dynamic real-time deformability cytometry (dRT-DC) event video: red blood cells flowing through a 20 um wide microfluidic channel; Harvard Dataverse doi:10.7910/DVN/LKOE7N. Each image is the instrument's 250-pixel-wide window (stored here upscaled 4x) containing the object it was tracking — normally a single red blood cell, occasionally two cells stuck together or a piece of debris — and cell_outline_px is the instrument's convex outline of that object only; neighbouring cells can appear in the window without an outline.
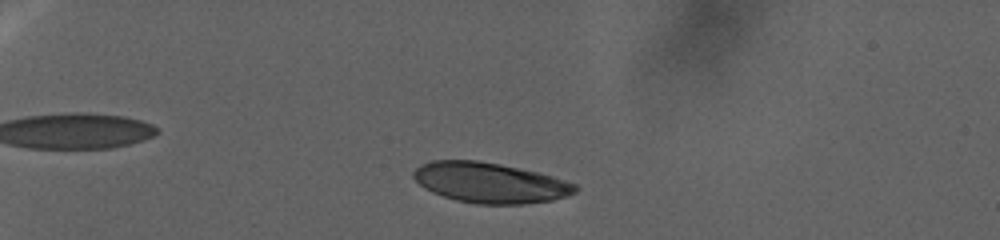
{"species": "human", "species_latin": "Homo sapiens", "temperature_condition": "warm", "stored_images_in_passage": 78, "camera_frame_rate_fps": 3000, "um_per_image_px": 0.085, "donor": {"sex": "female"}, "frame": {"image": 1, "passage_image": 16, "time_ms": 10.333, "image_size_px": [1000, 240], "cell_outline_px": [[580, 188], [576, 192], [568, 196], [552, 200], [524, 204], [476, 204], [456, 200], [432, 192], [424, 188], [412, 176], [412, 172], [420, 164], [432, 160], [476, 160], [500, 164], [536, 172], [552, 176], [576, 184]], "centroid_in_image_um": [41.64, 15.53], "position_along_channel_um": 43.4, "area_um2": 38.03}}
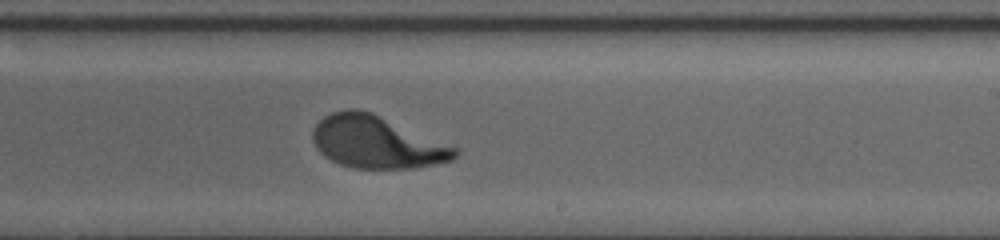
{"frame": {"image": 2, "passage_image": 47, "time_ms": 29.667, "image_size_px": [1000, 240], "cell_outline_px": [[460, 152], [452, 160], [412, 168], [352, 168], [340, 164], [324, 156], [316, 148], [312, 140], [312, 132], [316, 124], [324, 116], [332, 112], [344, 108], [356, 108], [372, 112], [460, 148]], "centroid_in_image_um": [32.02, 12.06], "position_along_channel_um": 257.0, "area_um2": 43.58}}
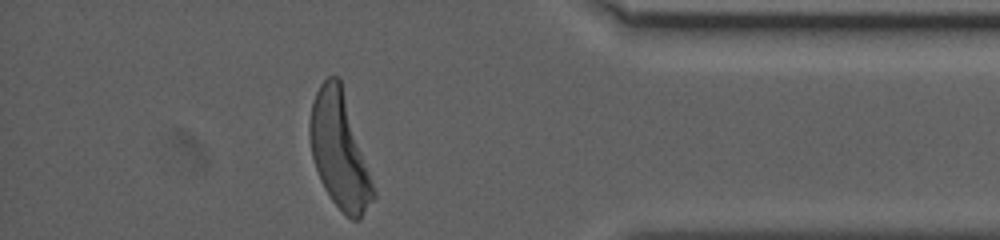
{"frame": {"image": 3, "passage_image": 75, "time_ms": 40.667, "image_size_px": [1000, 240], "cell_outline_px": [[376, 196], [360, 220], [352, 220], [332, 200], [324, 188], [320, 180], [312, 156], [308, 132], [308, 124], [312, 100], [320, 84], [328, 76], [336, 76], [340, 80], [376, 192]], "centroid_in_image_um": [28.83, 12.81], "position_along_channel_um": 406.4, "area_um2": 42.31}}